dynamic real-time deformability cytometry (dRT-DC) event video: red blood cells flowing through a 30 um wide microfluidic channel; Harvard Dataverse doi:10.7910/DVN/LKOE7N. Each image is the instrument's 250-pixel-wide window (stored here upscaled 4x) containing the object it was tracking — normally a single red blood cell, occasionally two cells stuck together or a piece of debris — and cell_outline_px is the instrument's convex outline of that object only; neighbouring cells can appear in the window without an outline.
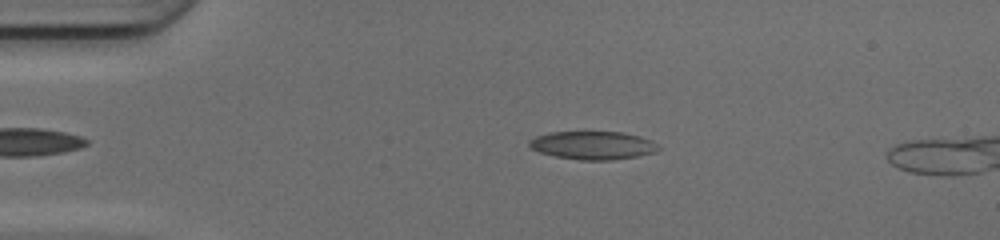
{"species": "common noctule bat (a hibernating species)", "species_latin": "Nyctalus noctula", "temperature_condition": "cold", "stored_images_in_passage": 7, "camera_frame_rate_fps": 3000, "um_per_image_px": 0.085, "animal": {"sex": "female", "body_mass_g": 17.0, "forearm_length_mm": 48.0}, "frame": {"image": 1, "passage_image": 3, "time_ms": 0.667, "image_size_px": [1000, 240], "cell_outline_px": [[660, 148], [652, 152], [636, 156], [612, 160], [580, 160], [556, 156], [540, 152], [532, 148], [528, 144], [536, 136], [552, 132], [620, 132], [636, 136], [648, 140]], "centroid_in_image_um": [50.34, 12.36], "position_along_channel_um": 34.7, "area_um2": 20.58}}